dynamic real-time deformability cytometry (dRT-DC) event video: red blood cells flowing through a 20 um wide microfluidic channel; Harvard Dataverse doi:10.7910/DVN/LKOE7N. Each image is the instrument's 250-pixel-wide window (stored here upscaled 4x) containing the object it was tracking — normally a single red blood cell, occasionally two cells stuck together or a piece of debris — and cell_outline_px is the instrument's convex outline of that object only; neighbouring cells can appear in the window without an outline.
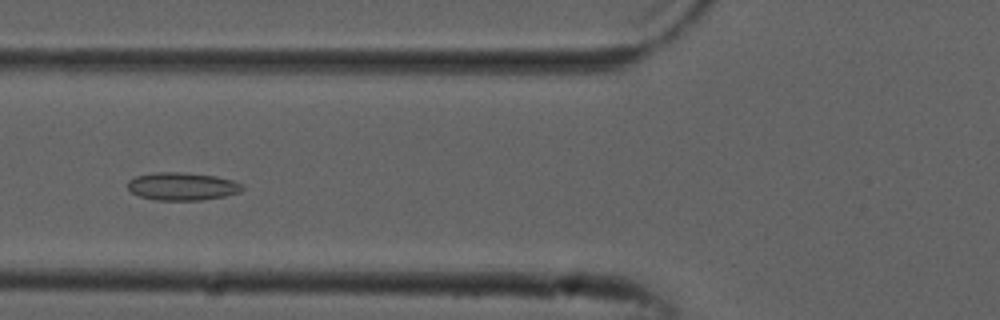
{"species": "common noctule bat (a hibernating species)", "species_latin": "Nyctalus noctula", "temperature_condition": "cold", "stored_images_in_passage": 44, "camera_frame_rate_fps": 3000, "um_per_image_px": 0.085, "animal": {"sex": "male", "forearm_length_mm": 52.5}, "frame": {"image": 1, "passage_image": 20, "time_ms": 6.333, "image_size_px": [1000, 320], "cell_outline_px": [[244, 188], [240, 192], [224, 196], [200, 200], [156, 200], [140, 196], [132, 192], [128, 188], [128, 180], [136, 176], [156, 172], [184, 172], [216, 176], [232, 180], [244, 184]], "centroid_in_image_um": [15.51, 15.83], "position_along_channel_um": 110.3, "area_um2": 18.61}}
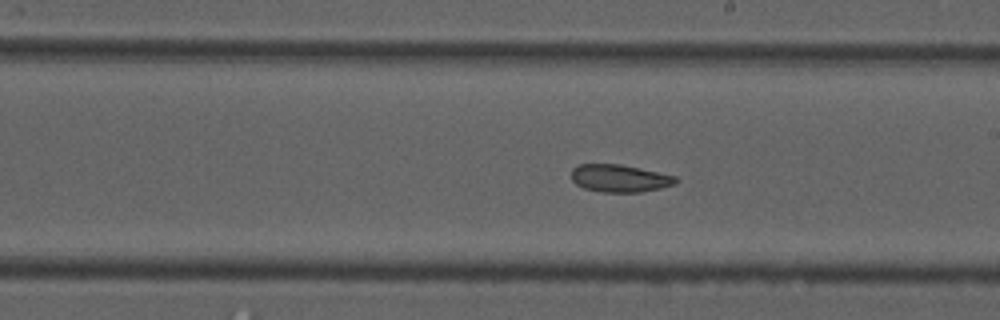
{"frame": {"image": 2, "passage_image": 30, "time_ms": 9.667, "image_size_px": [1000, 320], "cell_outline_px": [[680, 180], [676, 184], [660, 188], [640, 192], [604, 192], [584, 188], [576, 184], [572, 180], [572, 168], [580, 164], [620, 164], [640, 168], [676, 176]], "centroid_in_image_um": [52.7, 15.15], "position_along_channel_um": 236.3, "area_um2": 16.76}}
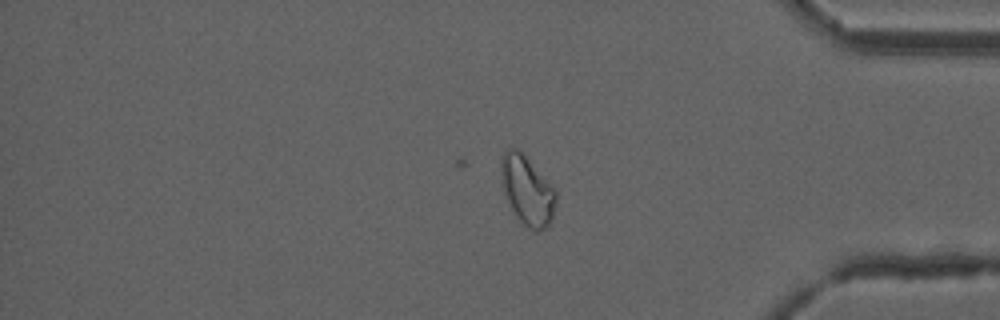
{"frame": {"image": 3, "passage_image": 44, "time_ms": 14.333, "image_size_px": [1000, 320], "cell_outline_px": [[556, 204], [552, 220], [548, 228], [540, 232], [532, 232], [516, 216], [508, 200], [504, 188], [500, 160], [500, 156], [504, 152], [512, 148], [516, 148], [524, 152], [556, 192]], "centroid_in_image_um": [44.85, 16.21], "position_along_channel_um": 390.4, "area_um2": 22.02}, "authors_computed_cell_mechanics": {"area_um2": 17.7446, "velocity_mm_per_s": 3.7874, "shape_relaxation_time_tau1_ms": null, "shape_relaxation_time_tau2_ms": 6.1929, "deformation_change_tau1": null, "deformation_change_tau2": 0.1231}}